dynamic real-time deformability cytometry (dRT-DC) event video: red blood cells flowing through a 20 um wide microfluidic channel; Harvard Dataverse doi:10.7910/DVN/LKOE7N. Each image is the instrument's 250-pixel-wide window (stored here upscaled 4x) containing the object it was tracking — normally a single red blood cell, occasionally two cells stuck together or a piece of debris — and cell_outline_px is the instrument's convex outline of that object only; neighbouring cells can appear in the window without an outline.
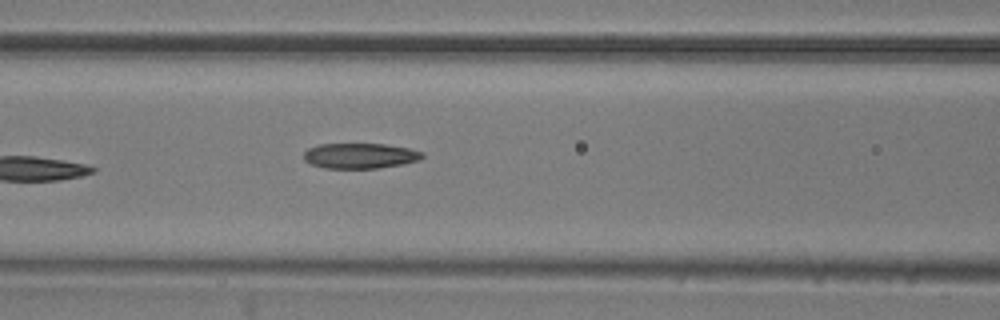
{"species": "common noctule bat (a hibernating species)", "species_latin": "Nyctalus noctula", "temperature_condition": "room temperature", "stored_images_in_passage": 6, "camera_frame_rate_fps": 3000, "um_per_image_px": 0.085, "animal": {"sex": "male", "body_mass_g": 20.5, "forearm_length_mm": 52.5}, "frame": {"image": 1, "passage_image": 6, "time_ms": 1.667, "image_size_px": [1000, 320], "cell_outline_px": [[424, 156], [420, 160], [404, 164], [376, 168], [324, 168], [312, 164], [304, 160], [304, 152], [308, 148], [320, 144], [384, 144], [408, 148], [424, 152]], "centroid_in_image_um": [30.62, 13.24], "position_along_channel_um": 136.0, "area_um2": 17.51}}